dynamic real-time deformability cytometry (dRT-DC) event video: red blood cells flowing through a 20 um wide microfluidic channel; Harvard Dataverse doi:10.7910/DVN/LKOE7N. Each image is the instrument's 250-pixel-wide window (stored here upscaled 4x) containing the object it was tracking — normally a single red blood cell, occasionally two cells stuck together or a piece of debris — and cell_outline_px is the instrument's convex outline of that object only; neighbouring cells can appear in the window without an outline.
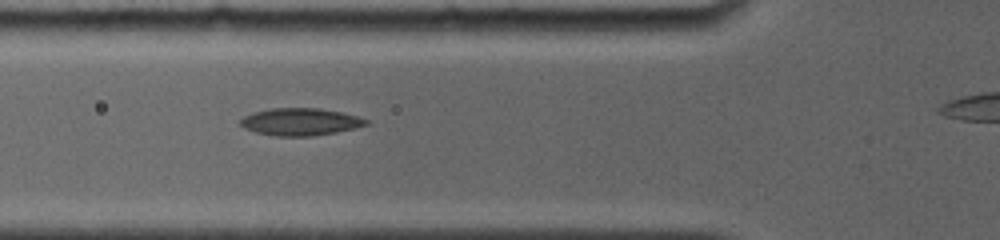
{"species": "common noctule bat (a hibernating species)", "species_latin": "Nyctalus noctula", "temperature_condition": "room temperature", "stored_images_in_passage": 16, "segment_of_instrument_passage": [1, 2], "camera_frame_rate_fps": 4000, "um_per_image_px": 0.085, "animal": {"sex": "female", "body_mass_g": 19.0, "forearm_length_mm": 56.7}, "frame": {"image": 1, "passage_image": 2, "time_ms": 0.75, "image_size_px": [1000, 240], "cell_outline_px": [[368, 124], [356, 128], [336, 132], [312, 136], [276, 136], [256, 132], [244, 128], [240, 124], [240, 120], [244, 116], [252, 112], [272, 108], [320, 108], [340, 112], [356, 116], [368, 120]], "centroid_in_image_um": [25.51, 10.35], "position_along_channel_um": 100.3, "area_um2": 19.94}}
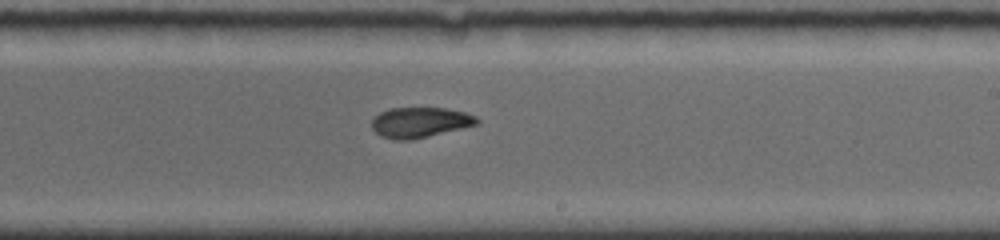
{"frame": {"image": 2, "passage_image": 8, "time_ms": 4.75, "image_size_px": [1000, 240], "cell_outline_px": [[480, 120], [476, 124], [412, 140], [392, 140], [380, 136], [372, 128], [372, 120], [380, 112], [388, 108], [444, 108], [464, 112], [476, 116]], "centroid_in_image_um": [35.65, 10.4], "position_along_channel_um": 253.3, "area_um2": 18.44}}
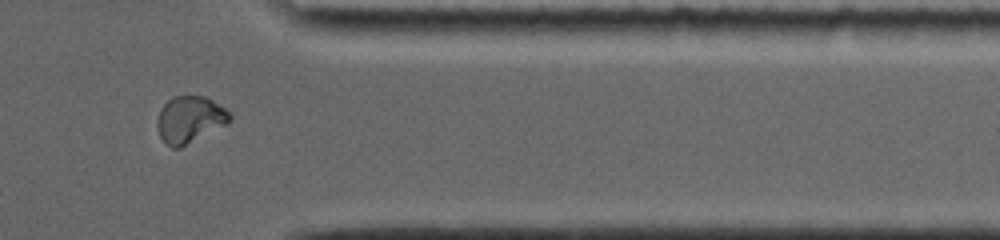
{"frame": {"image": 3, "passage_image": 14, "time_ms": 8.5, "image_size_px": [1000, 240], "cell_outline_px": [[232, 120], [228, 124], [180, 148], [172, 148], [160, 136], [156, 124], [156, 120], [160, 108], [172, 96], [204, 96], [212, 100], [224, 108], [232, 116]], "centroid_in_image_um": [16.13, 10.15], "position_along_channel_um": 395.3, "area_um2": 19.83}}